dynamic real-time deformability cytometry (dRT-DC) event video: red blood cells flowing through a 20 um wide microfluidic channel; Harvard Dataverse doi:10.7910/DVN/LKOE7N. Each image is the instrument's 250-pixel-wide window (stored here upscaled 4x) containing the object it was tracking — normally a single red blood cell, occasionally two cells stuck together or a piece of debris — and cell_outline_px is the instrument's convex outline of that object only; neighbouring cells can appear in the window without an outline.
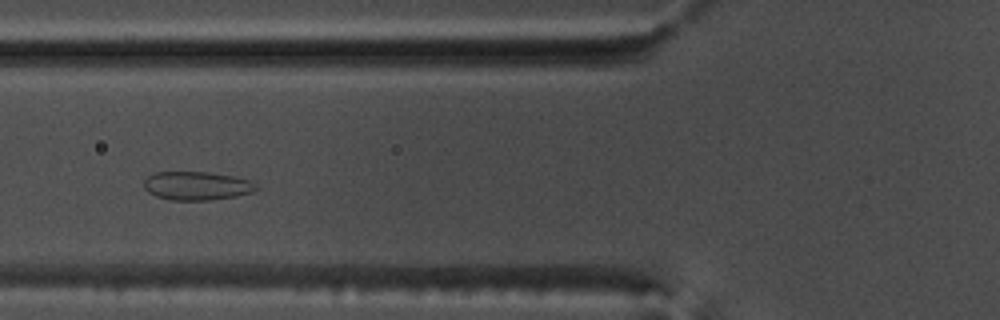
{"species": "common noctule bat (a hibernating species)", "species_latin": "Nyctalus noctula", "temperature_condition": "warm", "stored_images_in_passage": 50, "camera_frame_rate_fps": 3000, "um_per_image_px": 0.085, "animal": {"sex": "male", "body_mass_g": 17.5, "forearm_length_mm": 52.3}, "frame": {"image": 1, "passage_image": 17, "time_ms": 5.333, "image_size_px": [1000, 320], "cell_outline_px": [[260, 188], [252, 192], [236, 196], [208, 200], [168, 200], [156, 196], [148, 192], [144, 188], [144, 180], [148, 176], [156, 172], [208, 172], [232, 176], [252, 180]], "centroid_in_image_um": [16.74, 15.79], "position_along_channel_um": 109.1, "area_um2": 18.79}}
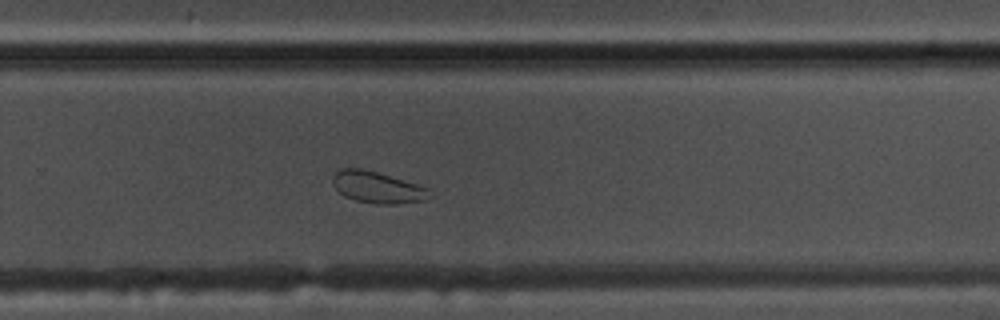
{"frame": {"image": 2, "passage_image": 32, "time_ms": 10.333, "image_size_px": [1000, 320], "cell_outline_px": [[432, 196], [428, 200], [396, 204], [376, 204], [356, 200], [344, 196], [332, 184], [332, 176], [340, 168], [360, 168], [376, 172], [416, 184], [428, 188]], "centroid_in_image_um": [32.08, 15.93], "position_along_channel_um": 297.7, "area_um2": 17.74}}
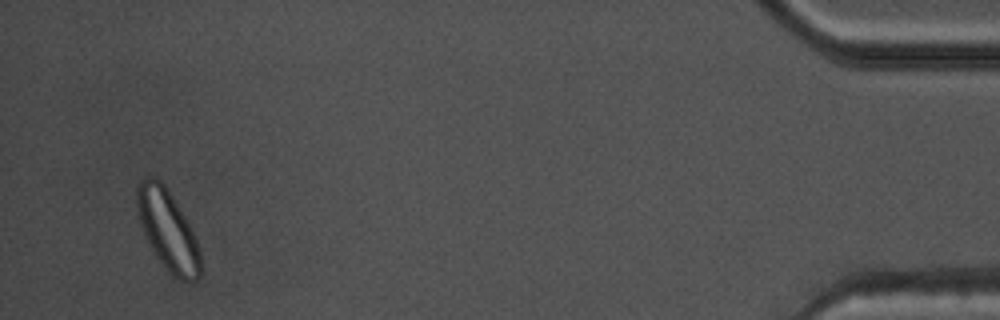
{"frame": {"image": 3, "passage_image": 48, "time_ms": 15.667, "image_size_px": [1000, 320], "cell_outline_px": [[200, 276], [192, 284], [188, 284], [172, 276], [168, 272], [156, 256], [148, 244], [140, 224], [136, 208], [136, 184], [144, 176], [156, 176], [164, 184], [172, 196], [184, 216], [196, 240], [200, 252]], "centroid_in_image_um": [14.22, 19.56], "position_along_channel_um": 421.0, "area_um2": 30.0}, "authors_computed_cell_mechanics": {"area_um2": 22.4553, "velocity_mm_per_s": 3.7766, "shape_relaxation_time_tau1_ms": null, "shape_relaxation_time_tau2_ms": 1.1009, "deformation_change_tau1": null, "deformation_change_tau2": 0.047}}